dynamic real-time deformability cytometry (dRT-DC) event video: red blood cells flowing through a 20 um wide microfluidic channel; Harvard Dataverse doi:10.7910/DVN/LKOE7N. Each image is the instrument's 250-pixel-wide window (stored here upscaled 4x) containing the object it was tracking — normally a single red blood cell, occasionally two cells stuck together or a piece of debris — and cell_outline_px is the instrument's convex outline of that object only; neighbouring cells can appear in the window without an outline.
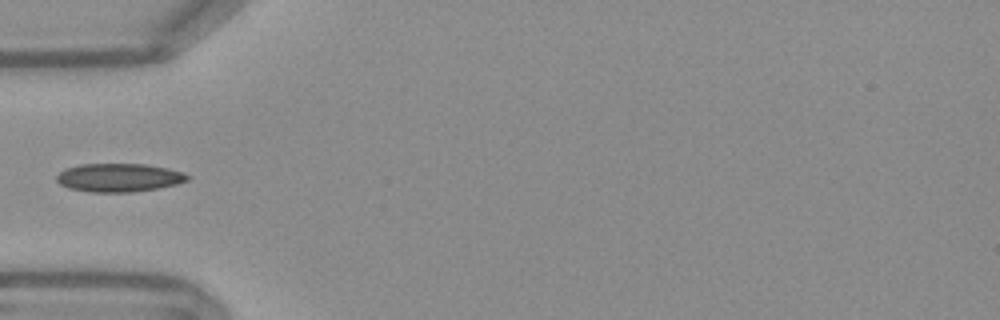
{"species": "Egyptian fruit bat (a non-hibernating species)", "species_latin": "Rousettus aegyptiacus", "temperature_condition": "warm", "stored_images_in_passage": 37, "camera_frame_rate_fps": 3000, "um_per_image_px": 0.085, "frame": {"image": 1, "passage_image": 1, "time_ms": 0.0, "image_size_px": [1000, 320], "cell_outline_px": [[192, 176], [188, 180], [176, 184], [156, 188], [132, 192], [92, 192], [68, 188], [60, 184], [56, 180], [56, 176], [64, 168], [80, 164], [144, 164], [168, 168]], "centroid_in_image_um": [10.08, 15.09], "position_along_channel_um": 74.9, "area_um2": 21.62}}
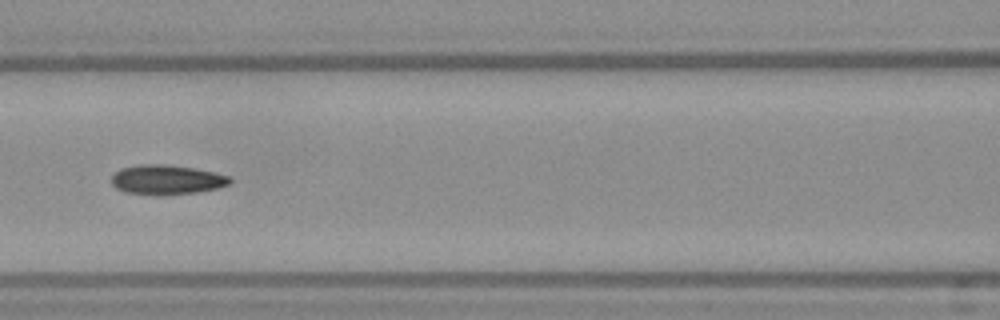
{"frame": {"image": 2, "passage_image": 7, "time_ms": 2.0, "image_size_px": [1000, 320], "cell_outline_px": [[232, 180], [228, 184], [216, 188], [196, 192], [160, 196], [124, 192], [116, 188], [112, 184], [112, 176], [120, 168], [140, 164], [168, 164], [192, 168], [212, 172], [228, 176]], "centroid_in_image_um": [14.11, 15.28], "position_along_channel_um": 152.5, "area_um2": 20.4}}
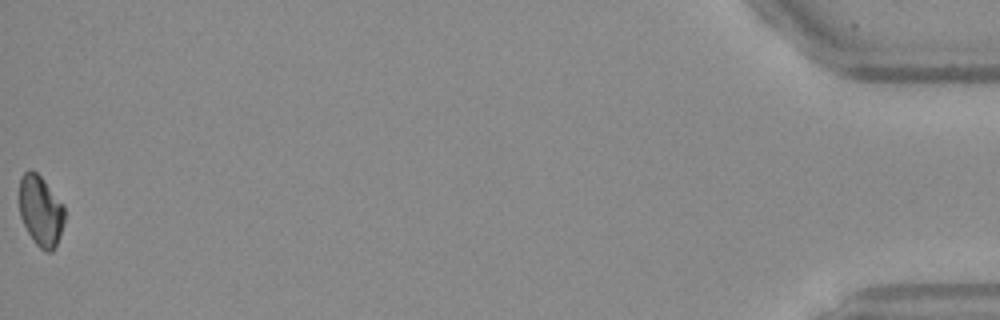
{"frame": {"image": 3, "passage_image": 37, "time_ms": 12.0, "image_size_px": [1000, 320], "cell_outline_px": [[64, 220], [60, 236], [52, 252], [44, 252], [32, 240], [20, 216], [20, 176], [28, 168], [36, 172], [40, 176], [64, 204]], "centroid_in_image_um": [3.46, 17.92], "position_along_channel_um": 431.7, "area_um2": 18.61}}